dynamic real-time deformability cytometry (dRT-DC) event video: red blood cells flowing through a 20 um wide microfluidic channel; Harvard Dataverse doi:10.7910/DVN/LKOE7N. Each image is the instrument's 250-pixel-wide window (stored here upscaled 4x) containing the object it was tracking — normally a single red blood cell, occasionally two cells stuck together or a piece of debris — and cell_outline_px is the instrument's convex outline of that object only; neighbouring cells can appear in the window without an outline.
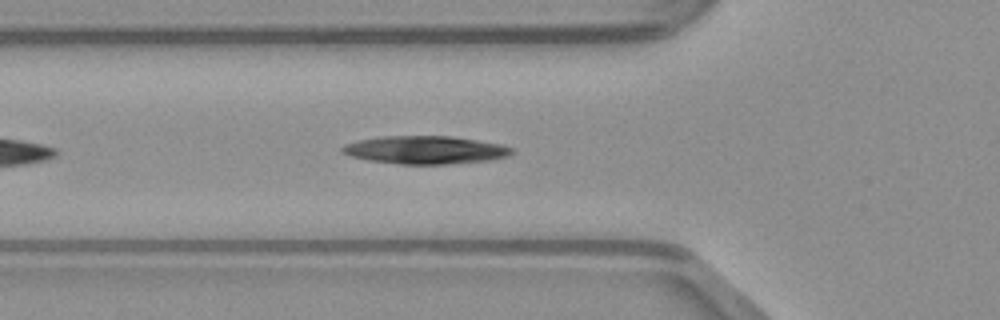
{"species": "common noctule bat (a hibernating species)", "species_latin": "Nyctalus noctula", "temperature_condition": "warm", "stored_images_in_passage": 32, "camera_frame_rate_fps": 3000, "um_per_image_px": 0.085, "animal": {"sex": "male", "body_mass_g": 23.1, "forearm_length_mm": 52.7}, "frame": {"image": 1, "passage_image": 5, "time_ms": 1.333, "image_size_px": [1000, 320], "cell_outline_px": [[516, 152], [508, 156], [488, 160], [448, 164], [400, 164], [368, 160], [352, 156], [344, 152], [340, 148], [344, 144], [360, 140], [380, 136], [452, 136], [500, 144], [512, 148]], "centroid_in_image_um": [36.16, 12.74], "position_along_channel_um": 89.6, "area_um2": 27.51}}